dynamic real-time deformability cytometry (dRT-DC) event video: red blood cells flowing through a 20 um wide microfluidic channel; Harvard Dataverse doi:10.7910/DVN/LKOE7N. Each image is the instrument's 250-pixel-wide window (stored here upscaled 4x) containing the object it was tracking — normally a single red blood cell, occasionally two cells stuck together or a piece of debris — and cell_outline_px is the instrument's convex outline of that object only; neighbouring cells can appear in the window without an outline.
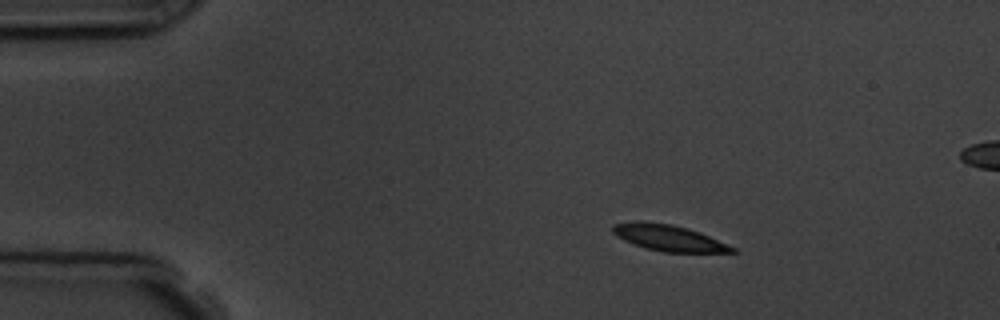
{"species": "common noctule bat (a hibernating species)", "species_latin": "Nyctalus noctula", "temperature_condition": "room temperature", "stored_images_in_passage": 3, "segment_of_instrument_passage": [1, 2], "camera_frame_rate_fps": 3000, "um_per_image_px": 0.085, "animal": {"sex": "male", "body_mass_g": 19.5, "forearm_length_mm": 54.6}, "frame": {"image": 1, "passage_image": 1, "time_ms": 0.0, "image_size_px": [1000, 320], "cell_outline_px": [[736, 252], [664, 252], [644, 248], [624, 240], [616, 236], [612, 232], [612, 224], [636, 220], [672, 224], [688, 228], [700, 232], [736, 248]], "centroid_in_image_um": [56.79, 20.2], "position_along_channel_um": 28.2, "area_um2": 18.26}}